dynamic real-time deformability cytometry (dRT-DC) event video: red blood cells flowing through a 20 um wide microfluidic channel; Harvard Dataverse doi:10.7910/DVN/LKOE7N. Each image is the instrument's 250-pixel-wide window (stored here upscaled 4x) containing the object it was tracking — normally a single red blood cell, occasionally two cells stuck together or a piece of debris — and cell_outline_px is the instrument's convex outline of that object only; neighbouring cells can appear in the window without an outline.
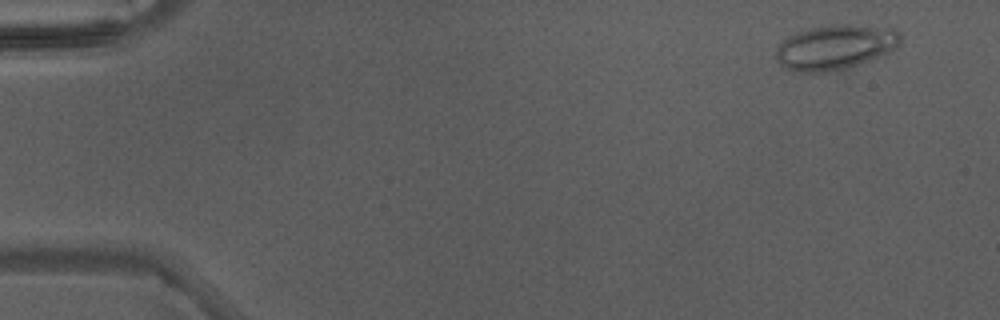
{"species": "Egyptian fruit bat (a non-hibernating species)", "species_latin": "Rousettus aegyptiacus", "temperature_condition": "warm", "stored_images_in_passage": 4, "camera_frame_rate_fps": 3000, "um_per_image_px": 0.085, "animal": {"sex": "male"}, "frame": {"image": 1, "passage_image": 1, "time_ms": 0.0, "image_size_px": [1000, 320], "cell_outline_px": [[900, 40], [896, 48], [884, 56], [844, 68], [828, 72], [796, 72], [784, 68], [776, 60], [776, 48], [788, 36], [796, 32], [812, 28], [832, 24], [852, 24], [896, 28], [900, 32]], "centroid_in_image_um": [71.01, 4.0], "position_along_channel_um": 14.0, "area_um2": 32.77}}